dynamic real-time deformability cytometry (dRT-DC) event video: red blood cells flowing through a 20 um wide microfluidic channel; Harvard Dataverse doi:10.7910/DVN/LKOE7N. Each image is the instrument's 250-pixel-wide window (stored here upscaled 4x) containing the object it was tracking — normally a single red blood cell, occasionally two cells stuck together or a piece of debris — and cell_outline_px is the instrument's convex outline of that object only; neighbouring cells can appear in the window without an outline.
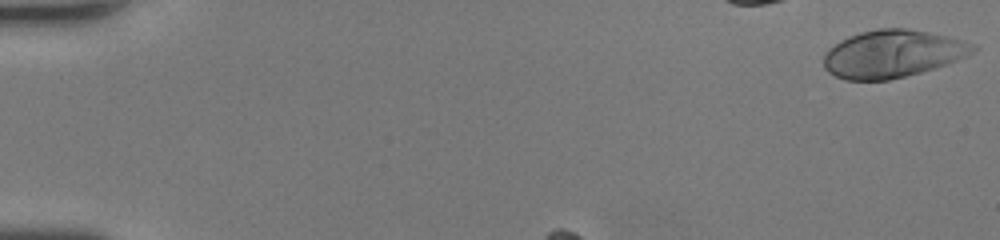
{"species": "human", "species_latin": "Homo sapiens", "temperature_condition": "room temperature", "stored_images_in_passage": 43, "camera_frame_rate_fps": 3000, "um_per_image_px": 0.085, "donor": {"sex": "female"}, "frame": {"image": 1, "passage_image": 1, "time_ms": 0.0, "image_size_px": [1000, 240], "cell_outline_px": [[980, 48], [956, 60], [920, 72], [888, 80], [844, 80], [828, 72], [824, 68], [824, 56], [840, 40], [848, 36], [860, 32], [880, 28], [904, 28], [928, 32], [948, 36], [972, 44]], "centroid_in_image_um": [75.83, 4.57], "position_along_channel_um": 9.2, "area_um2": 40.75}}
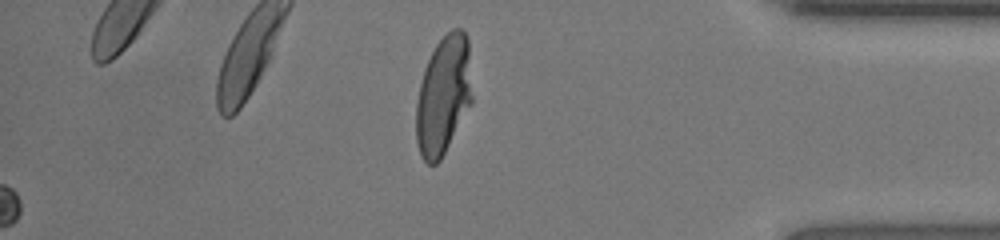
{"frame": {"image": 2, "passage_image": 43, "time_ms": 14.0, "image_size_px": [1000, 240], "cell_outline_px": [[472, 104], [440, 160], [436, 164], [428, 164], [420, 156], [416, 140], [416, 100], [424, 68], [436, 44], [452, 28], [460, 28], [468, 36], [472, 96]], "centroid_in_image_um": [37.69, 8.11], "position_along_channel_um": 397.5, "area_um2": 38.96}}